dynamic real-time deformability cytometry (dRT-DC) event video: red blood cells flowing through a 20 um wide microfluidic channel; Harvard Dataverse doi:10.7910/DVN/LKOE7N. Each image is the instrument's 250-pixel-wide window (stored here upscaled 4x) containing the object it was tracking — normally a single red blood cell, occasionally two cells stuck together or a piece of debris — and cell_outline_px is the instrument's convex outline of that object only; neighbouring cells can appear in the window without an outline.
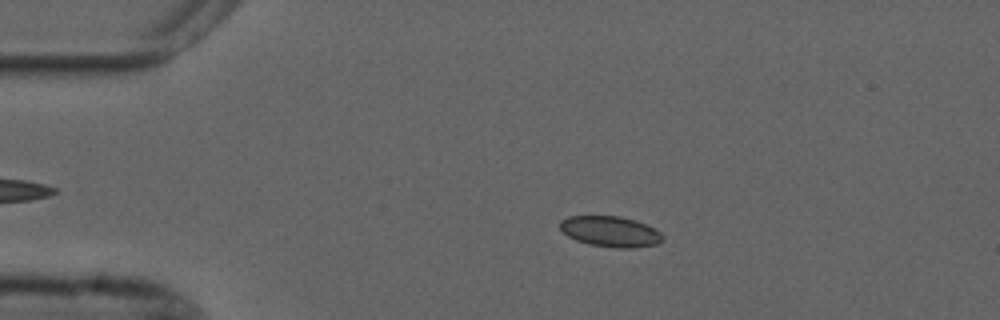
{"species": "common noctule bat (a hibernating species)", "species_latin": "Nyctalus noctula", "temperature_condition": "cold", "stored_images_in_passage": 48, "camera_frame_rate_fps": 3000, "um_per_image_px": 0.085, "animal": {"sex": "male", "forearm_length_mm": 52.5}, "frame": {"image": 1, "passage_image": 11, "time_ms": 3.333, "image_size_px": [1000, 320], "cell_outline_px": [[664, 240], [656, 244], [632, 248], [616, 248], [588, 244], [576, 240], [568, 236], [560, 228], [560, 220], [568, 216], [620, 216], [636, 220], [660, 232], [664, 236]], "centroid_in_image_um": [51.88, 19.68], "position_along_channel_um": 33.1, "area_um2": 18.32}}
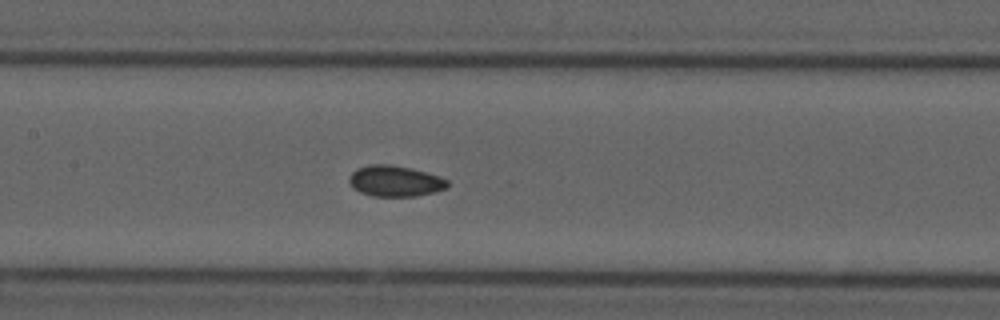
{"frame": {"image": 2, "passage_image": 26, "time_ms": 8.333, "image_size_px": [1000, 320], "cell_outline_px": [[448, 188], [416, 196], [372, 196], [360, 192], [352, 188], [348, 180], [348, 176], [356, 168], [372, 164], [388, 164], [408, 168], [440, 176], [448, 180]], "centroid_in_image_um": [33.54, 15.39], "position_along_channel_um": 173.9, "area_um2": 17.69}}
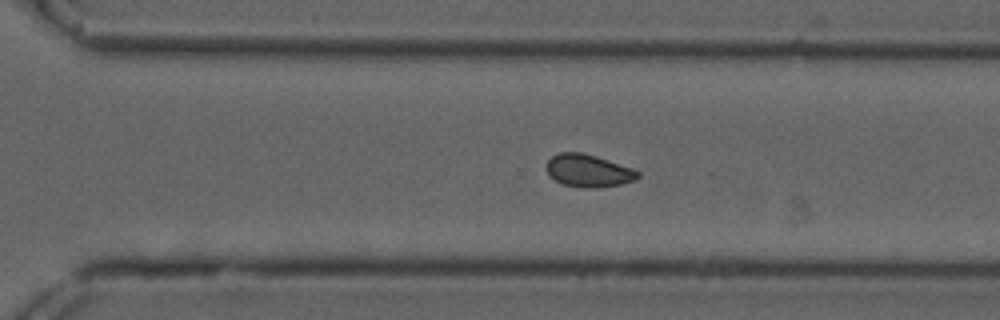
{"frame": {"image": 3, "passage_image": 38, "time_ms": 12.333, "image_size_px": [1000, 320], "cell_outline_px": [[640, 176], [636, 180], [620, 184], [596, 188], [584, 188], [564, 184], [548, 176], [544, 168], [544, 164], [552, 156], [560, 152], [580, 152], [596, 156], [632, 168], [640, 172]], "centroid_in_image_um": [49.98, 14.51], "position_along_channel_um": 320.6, "area_um2": 17.51}, "authors_computed_cell_mechanics": {"area_um2": 17.6001, "velocity_mm_per_s": 3.687, "shape_relaxation_time_tau1_ms": null, "shape_relaxation_time_tau2_ms": 1.9884, "deformation_change_tau1": null, "deformation_change_tau2": 0.0527}}